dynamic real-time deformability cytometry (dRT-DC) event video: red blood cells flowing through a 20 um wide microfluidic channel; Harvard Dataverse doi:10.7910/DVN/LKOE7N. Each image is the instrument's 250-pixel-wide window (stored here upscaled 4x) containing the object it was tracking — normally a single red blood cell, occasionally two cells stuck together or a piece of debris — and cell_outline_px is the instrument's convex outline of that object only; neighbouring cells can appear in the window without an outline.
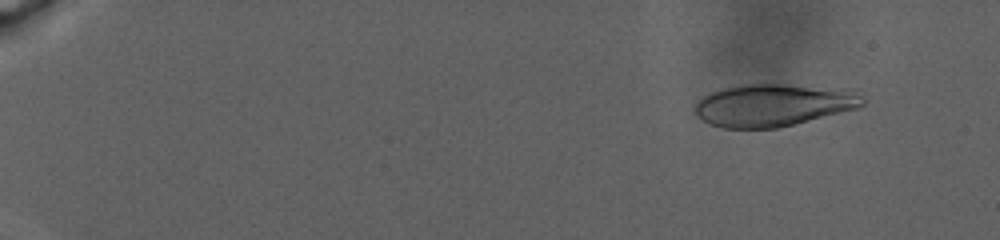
{"species": "human", "species_latin": "Homo sapiens", "temperature_condition": "warm", "stored_images_in_passage": 66, "camera_frame_rate_fps": 3000, "um_per_image_px": 0.085, "donor": {"sex": "male"}, "frame": {"image": 1, "passage_image": 12, "time_ms": 3.333, "image_size_px": [1000, 240], "cell_outline_px": [[864, 104], [860, 108], [776, 128], [724, 128], [712, 124], [696, 116], [692, 108], [696, 100], [712, 92], [724, 88], [748, 84], [784, 84], [856, 88], [864, 96]], "centroid_in_image_um": [65.81, 8.91], "position_along_channel_um": 19.2, "area_um2": 42.08}}
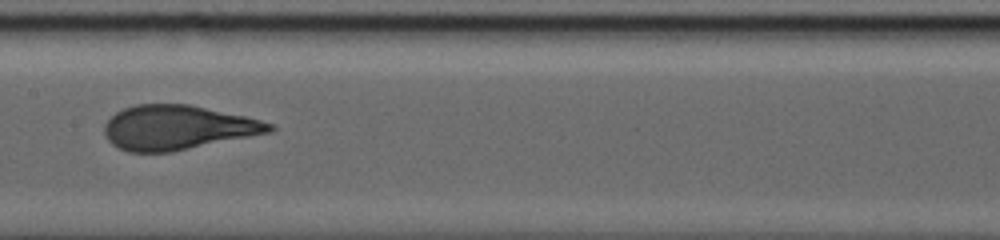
{"frame": {"image": 2, "passage_image": 36, "time_ms": 18.667, "image_size_px": [1000, 240], "cell_outline_px": [[276, 128], [272, 132], [172, 152], [128, 152], [112, 144], [108, 140], [104, 132], [104, 124], [116, 112], [124, 108], [136, 104], [188, 104], [244, 116], [260, 120], [272, 124]], "centroid_in_image_um": [15.08, 10.85], "position_along_channel_um": 192.3, "area_um2": 42.6}}
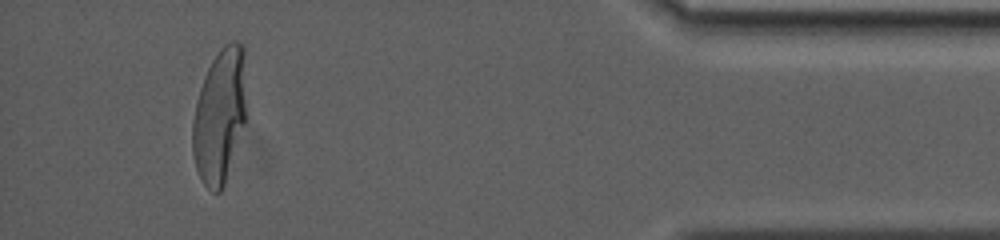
{"frame": {"image": 3, "passage_image": 61, "time_ms": 30.667, "image_size_px": [1000, 240], "cell_outline_px": [[248, 116], [224, 184], [220, 192], [212, 192], [200, 180], [192, 156], [192, 120], [200, 88], [204, 76], [212, 60], [220, 48], [224, 44], [232, 40], [236, 40], [244, 48], [248, 112]], "centroid_in_image_um": [18.7, 9.82], "position_along_channel_um": 416.5, "area_um2": 43.18}, "authors_computed_cell_mechanics": {"area_um2": 42.2229, "velocity_mm_per_s": 2.2466, "shape_relaxation_time_tau1_ms": 8.6003, "shape_relaxation_time_tau2_ms": null, "deformation_change_tau1": 0.2554, "deformation_change_tau2": null}}